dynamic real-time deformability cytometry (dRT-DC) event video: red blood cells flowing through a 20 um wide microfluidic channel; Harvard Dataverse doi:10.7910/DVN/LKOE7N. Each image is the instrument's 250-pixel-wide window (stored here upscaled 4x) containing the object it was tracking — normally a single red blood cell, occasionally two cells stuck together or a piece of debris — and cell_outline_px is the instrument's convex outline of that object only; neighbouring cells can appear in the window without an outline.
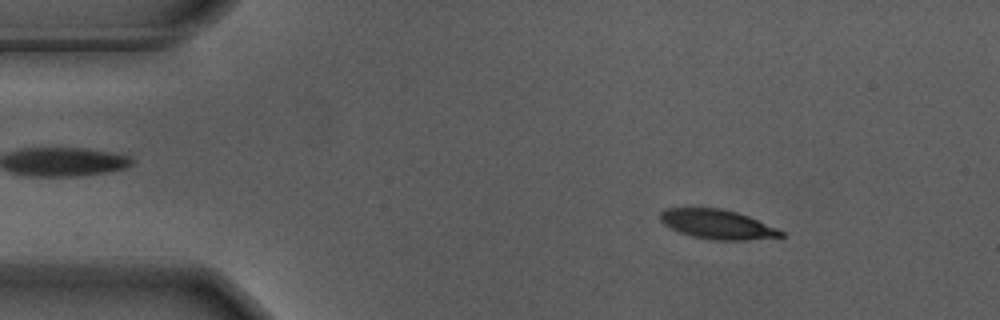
{"species": "Egyptian fruit bat (a non-hibernating species)", "species_latin": "Rousettus aegyptiacus", "temperature_condition": "warm", "stored_images_in_passage": 13, "camera_frame_rate_fps": 3000, "um_per_image_px": 0.085, "animal": {"sex": "male"}, "frame": {"image": 1, "passage_image": 7, "time_ms": 2.0, "image_size_px": [1000, 320], "cell_outline_px": [[784, 236], [744, 240], [712, 240], [692, 236], [680, 232], [664, 224], [660, 220], [660, 212], [668, 208], [720, 208], [736, 212], [748, 216], [776, 228], [784, 232]], "centroid_in_image_um": [60.96, 19.06], "position_along_channel_um": 24.0, "area_um2": 20.4}}